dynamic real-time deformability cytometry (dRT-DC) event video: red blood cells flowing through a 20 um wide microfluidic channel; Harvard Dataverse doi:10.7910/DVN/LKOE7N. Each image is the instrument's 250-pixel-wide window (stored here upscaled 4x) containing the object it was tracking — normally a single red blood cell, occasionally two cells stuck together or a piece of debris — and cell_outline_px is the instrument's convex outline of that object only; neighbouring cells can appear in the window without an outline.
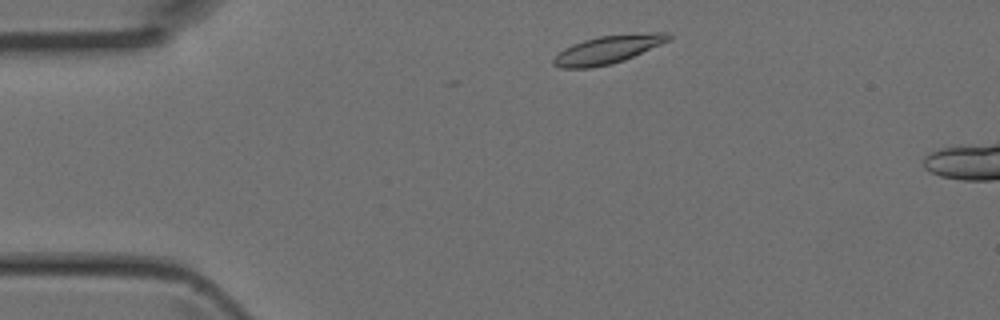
{"species": "Egyptian fruit bat (a non-hibernating species)", "species_latin": "Rousettus aegyptiacus", "temperature_condition": "room temperature", "stored_images_in_passage": 2, "camera_frame_rate_fps": 3000, "um_per_image_px": 0.085, "animal": {"sex": "female"}, "frame": {"image": 1, "passage_image": 1, "time_ms": 0.0, "image_size_px": [1000, 320], "cell_outline_px": [[672, 40], [624, 60], [612, 64], [592, 68], [560, 68], [552, 64], [552, 60], [564, 48], [572, 44], [584, 40], [600, 36], [652, 32], [668, 32], [672, 36]], "centroid_in_image_um": [51.7, 4.21], "position_along_channel_um": 33.3, "area_um2": 18.96}}